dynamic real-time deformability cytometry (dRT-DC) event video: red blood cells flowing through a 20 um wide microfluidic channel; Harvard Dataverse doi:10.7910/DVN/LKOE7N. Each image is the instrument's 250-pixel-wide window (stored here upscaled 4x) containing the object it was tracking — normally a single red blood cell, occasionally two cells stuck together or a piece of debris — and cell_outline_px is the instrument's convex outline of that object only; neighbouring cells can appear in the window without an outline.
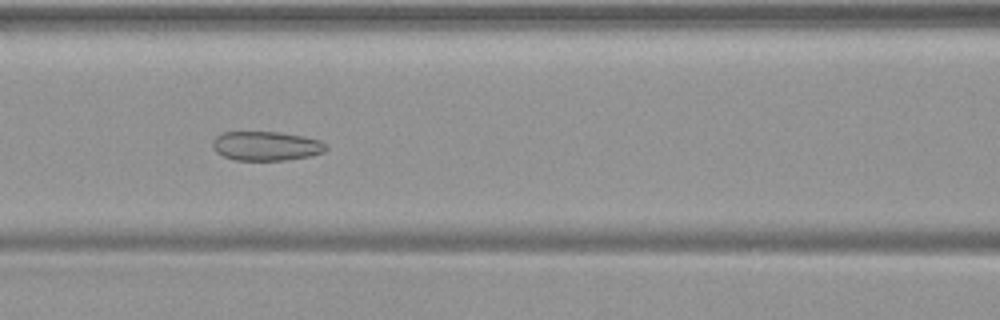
{"species": "common noctule bat (a hibernating species)", "species_latin": "Nyctalus noctula", "temperature_condition": "warm", "stored_images_in_passage": 51, "camera_frame_rate_fps": 3000, "um_per_image_px": 0.085, "animal": {"sex": "female", "body_mass_g": 19.9}, "frame": {"image": 1, "passage_image": 23, "time_ms": 7.333, "image_size_px": [1000, 320], "cell_outline_px": [[328, 148], [324, 152], [308, 156], [284, 160], [236, 160], [224, 156], [216, 152], [212, 144], [212, 140], [216, 136], [224, 132], [280, 132], [304, 136], [320, 140]], "centroid_in_image_um": [22.62, 12.4], "position_along_channel_um": 144.0, "area_um2": 19.25}}
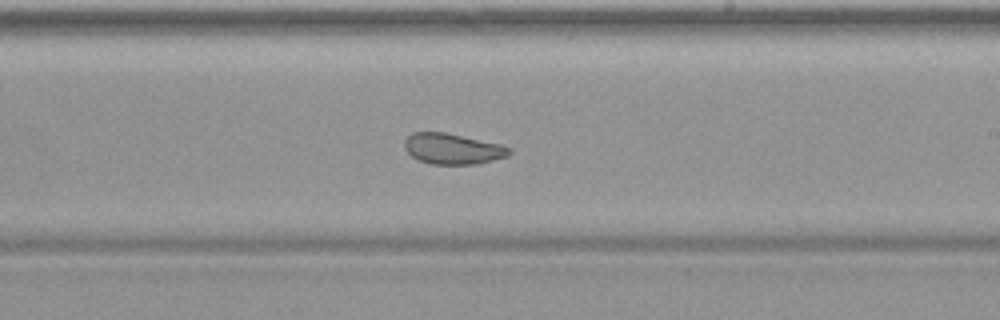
{"frame": {"image": 2, "passage_image": 31, "time_ms": 10.0, "image_size_px": [1000, 320], "cell_outline_px": [[512, 152], [508, 156], [476, 164], [432, 164], [420, 160], [412, 156], [404, 148], [404, 140], [412, 132], [444, 132], [500, 144], [512, 148]], "centroid_in_image_um": [38.48, 12.64], "position_along_channel_um": 250.5, "area_um2": 18.67}}
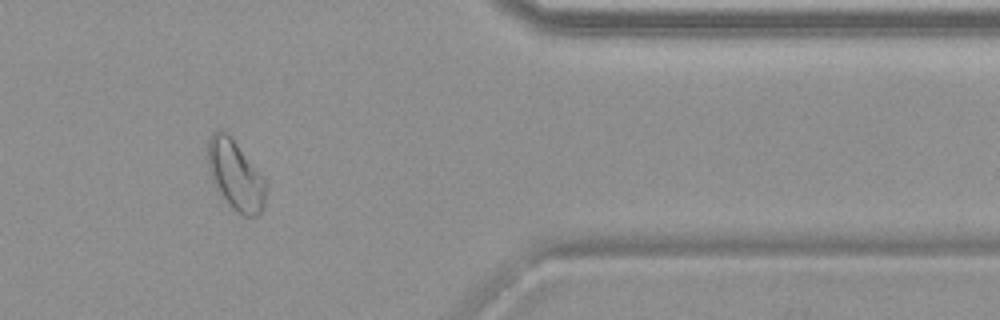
{"frame": {"image": 3, "passage_image": 43, "time_ms": 14.0, "image_size_px": [1000, 320], "cell_outline_px": [[268, 184], [264, 208], [256, 216], [244, 216], [236, 212], [228, 204], [216, 188], [208, 172], [208, 140], [212, 132], [216, 128], [220, 128], [228, 132]], "centroid_in_image_um": [20.01, 14.88], "position_along_channel_um": 391.4, "area_um2": 23.87}}